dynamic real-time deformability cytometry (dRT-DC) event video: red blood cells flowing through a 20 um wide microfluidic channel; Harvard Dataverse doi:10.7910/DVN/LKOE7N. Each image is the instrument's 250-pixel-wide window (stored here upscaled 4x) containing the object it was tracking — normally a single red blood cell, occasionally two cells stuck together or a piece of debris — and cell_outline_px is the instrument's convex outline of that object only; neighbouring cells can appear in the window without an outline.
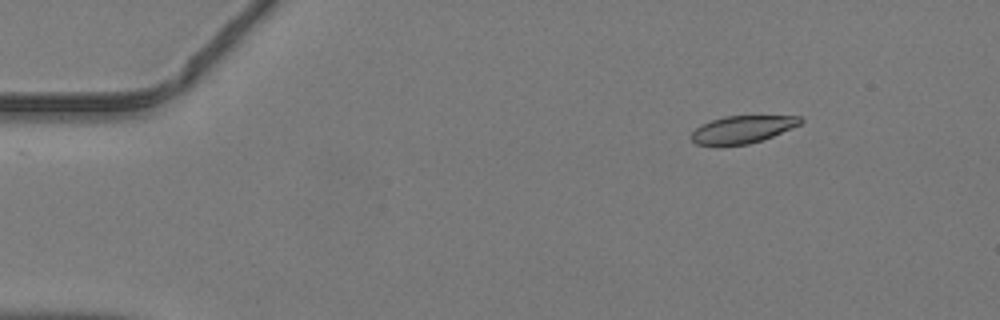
{"species": "common noctule bat (a hibernating species)", "species_latin": "Nyctalus noctula", "temperature_condition": "warm", "stored_images_in_passage": 44, "camera_frame_rate_fps": 3000, "um_per_image_px": 0.085, "animal": {"sex": "male", "body_mass_g": 19.2, "forearm_length_mm": 51.8}, "frame": {"image": 1, "passage_image": 3, "time_ms": 0.667, "image_size_px": [1000, 320], "cell_outline_px": [[804, 120], [800, 124], [764, 140], [748, 144], [696, 144], [688, 136], [700, 124], [724, 116], [800, 116]], "centroid_in_image_um": [63.1, 10.99], "position_along_channel_um": 21.9, "area_um2": 17.28}}
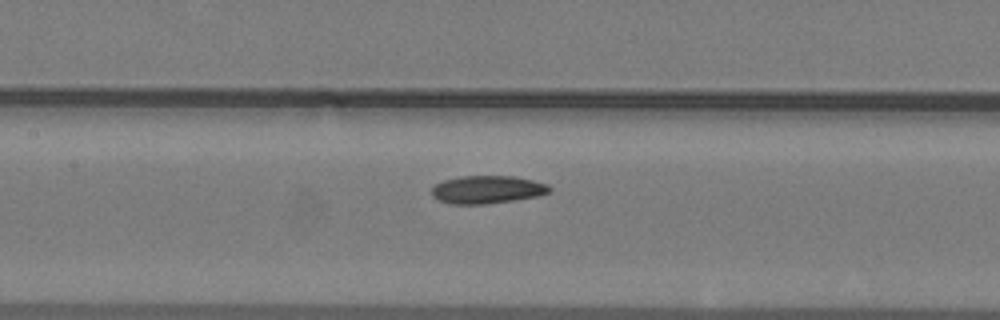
{"frame": {"image": 2, "passage_image": 19, "time_ms": 6.0, "image_size_px": [1000, 320], "cell_outline_px": [[552, 188], [548, 192], [536, 196], [488, 204], [452, 204], [436, 200], [432, 196], [432, 188], [436, 184], [444, 180], [460, 176], [516, 176], [548, 184]], "centroid_in_image_um": [41.38, 16.11], "position_along_channel_um": 166.0, "area_um2": 19.13}}
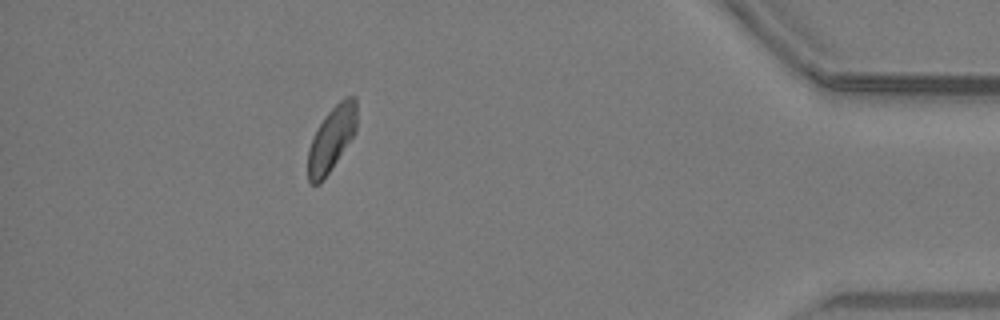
{"frame": {"image": 3, "passage_image": 39, "time_ms": 12.667, "image_size_px": [1000, 320], "cell_outline_px": [[356, 132], [320, 184], [312, 184], [308, 180], [308, 148], [312, 136], [316, 128], [324, 116], [344, 96], [356, 96]], "centroid_in_image_um": [28.17, 11.77], "position_along_channel_um": 407.0, "area_um2": 18.38}}